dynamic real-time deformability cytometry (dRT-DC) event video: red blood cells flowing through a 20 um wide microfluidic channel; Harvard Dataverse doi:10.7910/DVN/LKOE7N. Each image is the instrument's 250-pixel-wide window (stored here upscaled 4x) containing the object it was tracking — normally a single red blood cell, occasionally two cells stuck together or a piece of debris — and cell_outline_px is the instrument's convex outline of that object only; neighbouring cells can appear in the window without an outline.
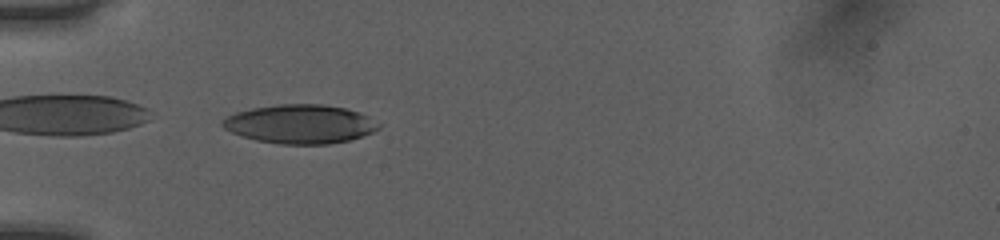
{"species": "human", "species_latin": "Homo sapiens", "temperature_condition": "room temperature", "stored_images_in_passage": 36, "camera_frame_rate_fps": 3000, "um_per_image_px": 0.085, "donor": {"sex": "female"}, "frame": {"image": 1, "passage_image": 2, "time_ms": 0.333, "image_size_px": [1000, 240], "cell_outline_px": [[380, 128], [372, 132], [348, 140], [328, 144], [280, 144], [256, 140], [232, 132], [224, 128], [220, 124], [228, 116], [236, 112], [252, 108], [276, 104], [324, 104], [344, 108], [360, 112], [368, 116], [380, 124]], "centroid_in_image_um": [25.52, 10.53], "position_along_channel_um": 59.5, "area_um2": 35.2}}
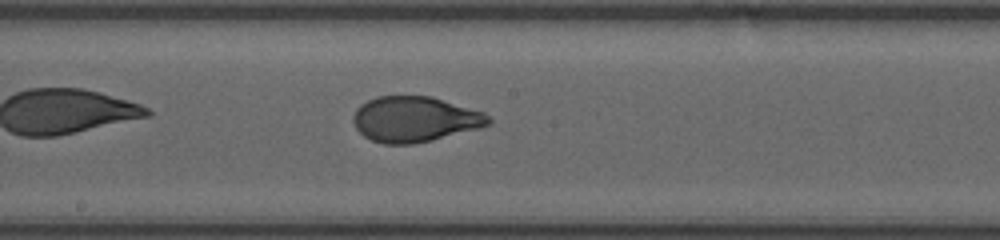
{"frame": {"image": 2, "passage_image": 14, "time_ms": 4.333, "image_size_px": [1000, 240], "cell_outline_px": [[492, 120], [488, 124], [480, 128], [432, 140], [412, 144], [384, 144], [372, 140], [364, 136], [356, 128], [352, 120], [352, 116], [356, 108], [360, 104], [376, 96], [432, 96], [484, 112]], "centroid_in_image_um": [35.24, 10.13], "position_along_channel_um": 213.0, "area_um2": 35.95}}
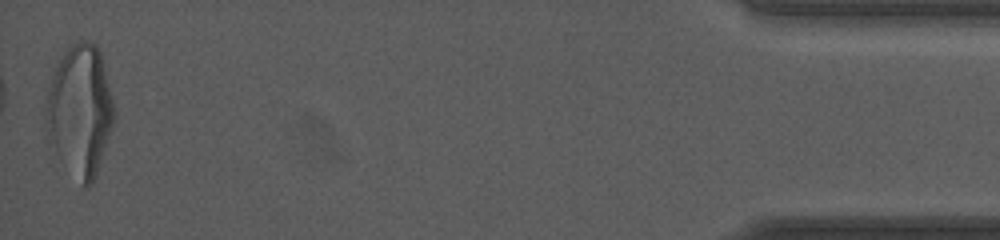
{"frame": {"image": 3, "passage_image": 36, "time_ms": 11.667, "image_size_px": [1000, 240], "cell_outline_px": [[116, 120], [92, 184], [88, 188], [60, 160], [48, 144], [44, 116], [48, 92], [56, 60], [72, 40], [92, 40], [96, 44], [100, 52], [104, 64], [116, 108]], "centroid_in_image_um": [6.8, 9.31], "position_along_channel_um": 428.4, "area_um2": 53.18}, "authors_computed_cell_mechanics": {"area_um2": 36.2406, "velocity_mm_per_s": 4.0459, "shape_relaxation_time_tau1_ms": 3.2317, "shape_relaxation_time_tau2_ms": null, "deformation_change_tau1": 0.1779, "deformation_change_tau2": null}}